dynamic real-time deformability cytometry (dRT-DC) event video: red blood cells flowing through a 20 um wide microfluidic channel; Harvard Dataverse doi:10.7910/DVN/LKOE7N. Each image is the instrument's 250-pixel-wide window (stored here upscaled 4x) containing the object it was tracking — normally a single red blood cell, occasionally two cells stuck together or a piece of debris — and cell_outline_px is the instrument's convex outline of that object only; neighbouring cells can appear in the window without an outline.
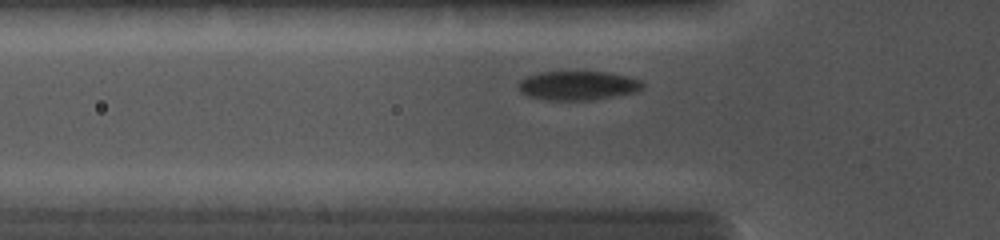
{"species": "common noctule bat (a hibernating species)", "species_latin": "Nyctalus noctula", "temperature_condition": "cold", "stored_images_in_passage": 18, "camera_frame_rate_fps": 5000, "um_per_image_px": 0.085, "animal": {"sex": "female", "body_mass_g": 19.0, "forearm_length_mm": 56.7}, "frame": {"image": 1, "passage_image": 4, "time_ms": 1.4, "image_size_px": [1000, 240], "cell_outline_px": [[644, 88], [636, 92], [588, 100], [548, 100], [528, 96], [520, 92], [516, 84], [524, 76], [540, 72], [608, 72], [628, 76], [640, 80], [644, 84]], "centroid_in_image_um": [49.08, 7.26], "position_along_channel_um": 76.7, "area_um2": 21.15}}
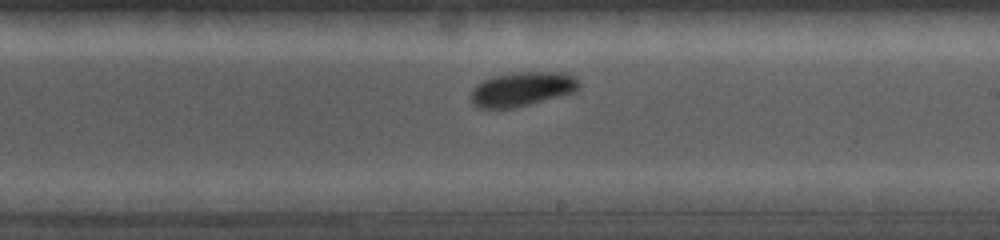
{"frame": {"image": 2, "passage_image": 12, "time_ms": 5.2, "image_size_px": [1000, 240], "cell_outline_px": [[580, 88], [576, 92], [512, 108], [476, 108], [472, 104], [472, 88], [476, 84], [484, 80], [496, 76], [512, 72], [560, 72], [576, 76], [580, 80]], "centroid_in_image_um": [44.41, 7.56], "position_along_channel_um": 244.6, "area_um2": 21.68}}
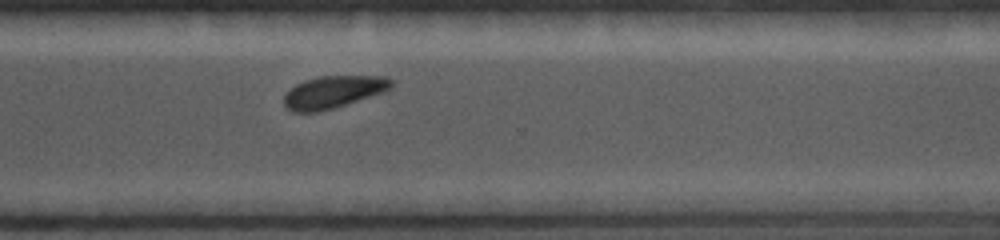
{"frame": {"image": 3, "passage_image": 16, "time_ms": 7.4, "image_size_px": [1000, 240], "cell_outline_px": [[392, 88], [384, 92], [332, 108], [316, 112], [292, 112], [284, 104], [284, 96], [296, 84], [320, 76], [384, 76], [392, 80]], "centroid_in_image_um": [28.35, 7.81], "position_along_channel_um": 342.2, "area_um2": 19.83}}